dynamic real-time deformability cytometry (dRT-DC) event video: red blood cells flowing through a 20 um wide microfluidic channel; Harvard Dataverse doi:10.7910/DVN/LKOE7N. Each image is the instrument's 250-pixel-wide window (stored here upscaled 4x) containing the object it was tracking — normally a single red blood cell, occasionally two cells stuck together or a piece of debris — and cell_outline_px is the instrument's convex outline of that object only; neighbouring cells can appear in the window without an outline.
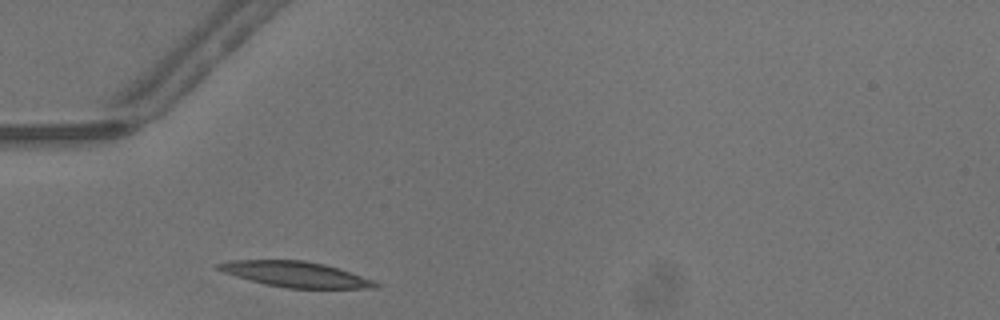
{"species": "common noctule bat (a hibernating species)", "species_latin": "Nyctalus noctula", "temperature_condition": "warm", "stored_images_in_passage": 23, "camera_frame_rate_fps": 3000, "um_per_image_px": 0.085, "animal": {"sex": "male", "body_mass_g": 13.3}, "frame": {"image": 1, "passage_image": 1, "time_ms": 0.0, "image_size_px": [1000, 320], "cell_outline_px": [[380, 284], [376, 288], [288, 288], [264, 284], [248, 280], [212, 268], [216, 264], [232, 260], [304, 260], [324, 264], [372, 280]], "centroid_in_image_um": [25.04, 23.31], "position_along_channel_um": 60.0, "area_um2": 23.12}}
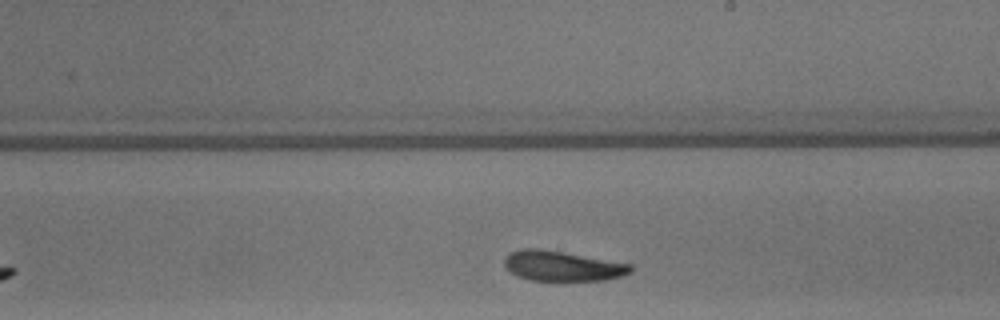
{"frame": {"image": 2, "passage_image": 14, "time_ms": 4.333, "image_size_px": [1000, 320], "cell_outline_px": [[632, 272], [624, 276], [604, 280], [528, 280], [516, 276], [504, 264], [504, 256], [520, 248], [536, 248], [564, 252], [632, 264]], "centroid_in_image_um": [47.8, 22.6], "position_along_channel_um": 241.2, "area_um2": 22.14}}
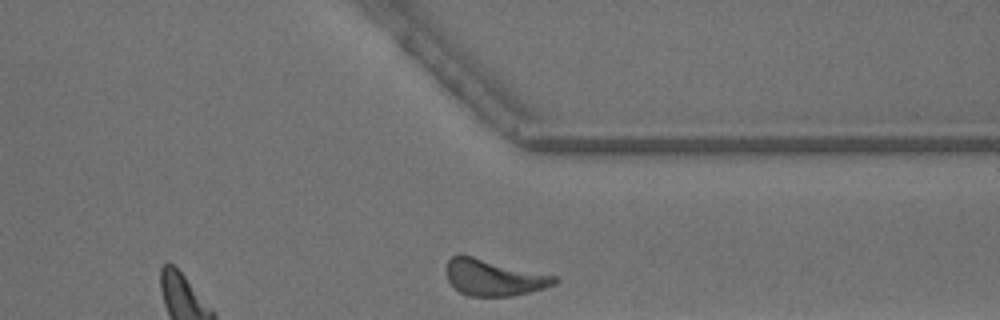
{"frame": {"image": 3, "passage_image": 23, "time_ms": 7.333, "image_size_px": [1000, 320], "cell_outline_px": [[556, 284], [544, 288], [512, 296], [468, 296], [460, 292], [448, 280], [448, 260], [452, 256], [472, 256], [556, 276]], "centroid_in_image_um": [41.99, 23.61], "position_along_channel_um": 369.4, "area_um2": 22.31}, "authors_computed_cell_mechanics": {"area_um2": 22.4264, "velocity_mm_per_s": 4.3024, "shape_relaxation_time_tau1_ms": 2.4385, "shape_relaxation_time_tau2_ms": 2.2583, "deformation_change_tau1": 0.1366, "deformation_change_tau2": 0.0969}}